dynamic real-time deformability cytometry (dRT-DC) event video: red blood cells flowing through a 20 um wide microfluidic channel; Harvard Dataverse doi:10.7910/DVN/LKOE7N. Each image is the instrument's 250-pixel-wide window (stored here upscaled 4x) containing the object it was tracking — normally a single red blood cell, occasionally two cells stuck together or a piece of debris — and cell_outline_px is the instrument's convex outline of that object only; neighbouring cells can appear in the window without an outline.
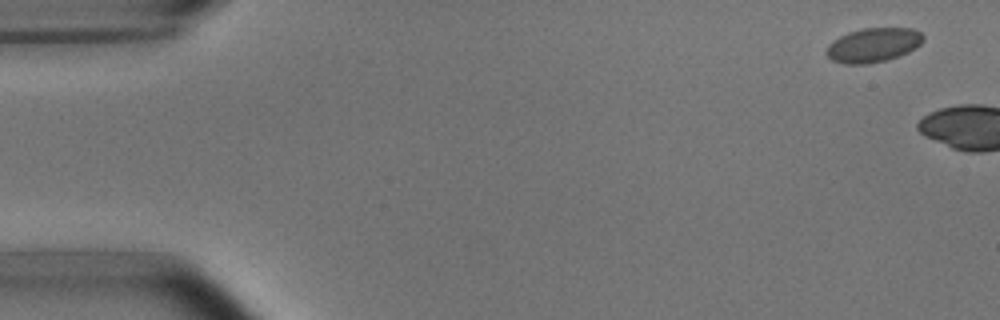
{"species": "common noctule bat (a hibernating species)", "species_latin": "Nyctalus noctula", "temperature_condition": "room temperature", "stored_images_in_passage": 2, "camera_frame_rate_fps": 3000, "um_per_image_px": 0.085, "animal": {"sex": "male", "body_mass_g": 15.6}, "frame": {"image": 1, "passage_image": 1, "time_ms": 0.0, "image_size_px": [1000, 320], "cell_outline_px": [[924, 40], [916, 48], [908, 52], [884, 60], [868, 64], [844, 64], [832, 60], [828, 56], [828, 44], [840, 36], [848, 32], [864, 28], [912, 28], [920, 32], [924, 36]], "centroid_in_image_um": [74.24, 3.82], "position_along_channel_um": 10.8, "area_um2": 19.13}}